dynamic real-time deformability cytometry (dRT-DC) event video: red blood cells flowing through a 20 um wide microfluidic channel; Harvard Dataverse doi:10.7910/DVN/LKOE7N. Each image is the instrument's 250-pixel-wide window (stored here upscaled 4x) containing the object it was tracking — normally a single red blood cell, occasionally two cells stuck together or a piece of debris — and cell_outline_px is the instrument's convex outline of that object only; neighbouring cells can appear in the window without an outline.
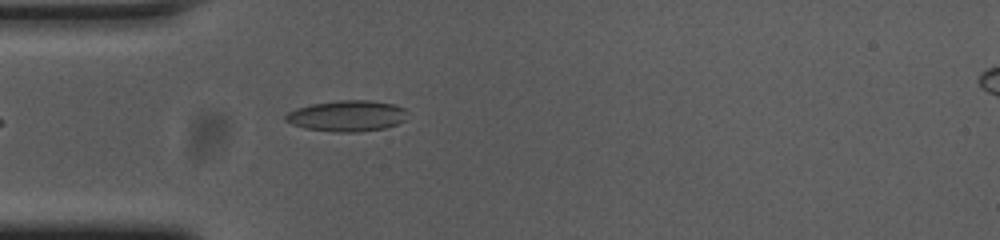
{"species": "common noctule bat (a hibernating species)", "species_latin": "Nyctalus noctula", "temperature_condition": "cold", "stored_images_in_passage": 24, "camera_frame_rate_fps": 3000, "um_per_image_px": 0.085, "animal": {"sex": "female", "body_mass_g": 23.0, "forearm_length_mm": 53.4}, "frame": {"image": 1, "passage_image": 1, "time_ms": 0.0, "image_size_px": [1000, 240], "cell_outline_px": [[404, 120], [396, 124], [384, 128], [356, 132], [336, 132], [308, 128], [292, 124], [284, 120], [284, 116], [288, 112], [296, 108], [312, 104], [340, 100], [368, 100], [396, 104], [404, 108]], "centroid_in_image_um": [29.47, 9.84], "position_along_channel_um": 55.5, "area_um2": 21.73}}
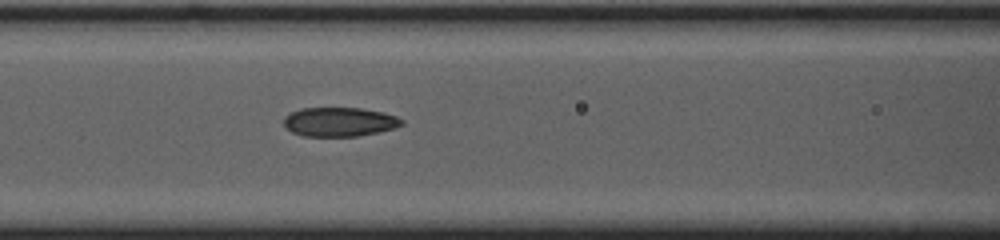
{"frame": {"image": 2, "passage_image": 8, "time_ms": 2.333, "image_size_px": [1000, 240], "cell_outline_px": [[404, 124], [392, 128], [376, 132], [356, 136], [304, 136], [292, 132], [284, 124], [284, 116], [288, 112], [300, 108], [360, 108], [384, 112], [396, 116], [404, 120]], "centroid_in_image_um": [28.83, 10.34], "position_along_channel_um": 137.8, "area_um2": 20.0}}
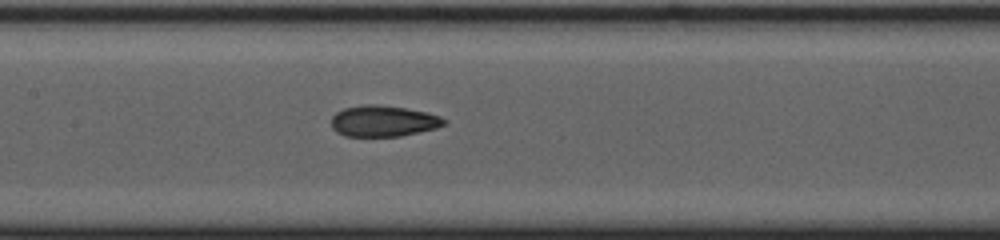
{"frame": {"image": 3, "passage_image": 11, "time_ms": 3.333, "image_size_px": [1000, 240], "cell_outline_px": [[448, 124], [436, 128], [400, 136], [344, 136], [336, 132], [332, 128], [332, 116], [336, 112], [344, 108], [368, 104], [376, 104], [404, 108], [424, 112], [440, 116], [448, 120]], "centroid_in_image_um": [32.59, 10.29], "position_along_channel_um": 174.8, "area_um2": 20.4}}